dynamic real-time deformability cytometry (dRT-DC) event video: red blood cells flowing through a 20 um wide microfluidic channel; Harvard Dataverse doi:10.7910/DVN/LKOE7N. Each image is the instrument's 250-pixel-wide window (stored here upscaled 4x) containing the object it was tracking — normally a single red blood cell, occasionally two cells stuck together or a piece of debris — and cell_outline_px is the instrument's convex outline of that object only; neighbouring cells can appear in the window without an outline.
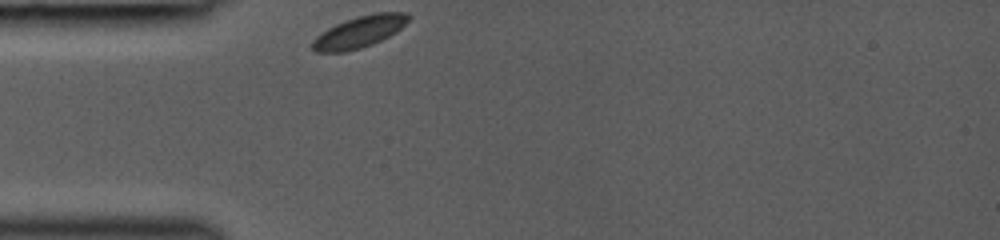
{"species": "common noctule bat (a hibernating species)", "species_latin": "Nyctalus noctula", "temperature_condition": "room temperature", "stored_images_in_passage": 28, "camera_frame_rate_fps": 3000, "um_per_image_px": 0.085, "animal": {"sex": "female", "body_mass_g": 19.0, "forearm_length_mm": 53.3}, "frame": {"image": 1, "passage_image": 1, "time_ms": 0.0, "image_size_px": [1000, 240], "cell_outline_px": [[408, 20], [400, 28], [388, 36], [372, 44], [360, 48], [344, 52], [316, 52], [312, 48], [312, 40], [316, 36], [328, 28], [344, 20], [356, 16], [376, 12], [408, 12]], "centroid_in_image_um": [30.51, 2.7], "position_along_channel_um": 54.5, "area_um2": 17.51}}
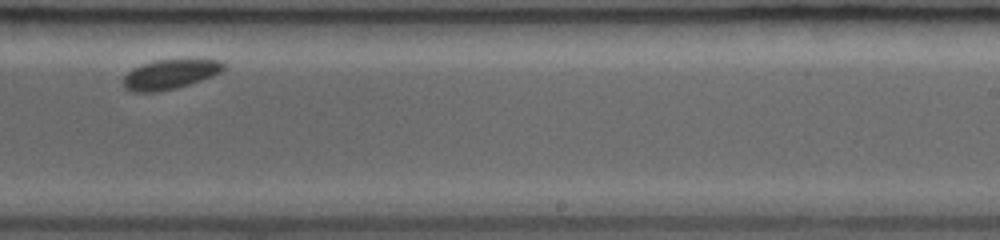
{"frame": {"image": 2, "passage_image": 14, "time_ms": 5.667, "image_size_px": [1000, 240], "cell_outline_px": [[224, 68], [220, 72], [212, 76], [176, 88], [156, 92], [132, 92], [124, 88], [124, 76], [132, 68], [156, 60], [188, 56], [224, 60]], "centroid_in_image_um": [14.52, 6.25], "position_along_channel_um": 274.5, "area_um2": 18.03}}
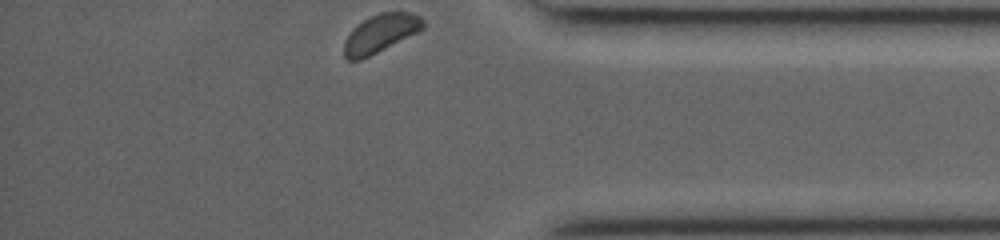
{"frame": {"image": 3, "passage_image": 28, "time_ms": 9.0, "image_size_px": [1000, 240], "cell_outline_px": [[424, 28], [360, 60], [348, 60], [344, 56], [344, 40], [364, 20], [380, 12], [412, 12], [420, 16], [424, 20]], "centroid_in_image_um": [32.36, 2.82], "position_along_channel_um": 402.8, "area_um2": 16.94}}